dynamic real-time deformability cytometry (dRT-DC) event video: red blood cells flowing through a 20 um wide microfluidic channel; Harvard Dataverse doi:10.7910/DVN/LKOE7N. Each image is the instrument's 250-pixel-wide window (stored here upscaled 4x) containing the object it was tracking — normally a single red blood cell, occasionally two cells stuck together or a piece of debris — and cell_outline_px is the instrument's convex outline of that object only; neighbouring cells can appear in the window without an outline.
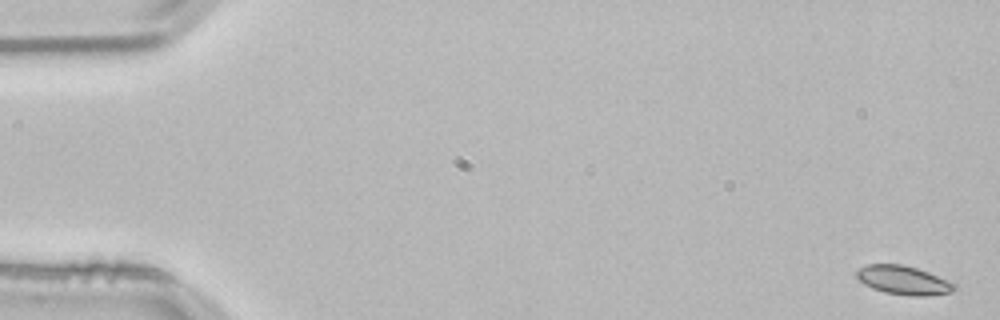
{"species": "common noctule bat (a hibernating species)", "species_latin": "Nyctalus noctula", "temperature_condition": "room temperature", "stored_images_in_passage": 55, "camera_frame_rate_fps": 3000, "um_per_image_px": 0.085, "animal": {"sex": "male", "body_mass_g": 21.5, "forearm_length_mm": 52.0}, "frame": {"image": 1, "passage_image": 1, "time_ms": 0.0, "image_size_px": [1000, 320], "cell_outline_px": [[956, 288], [952, 292], [924, 296], [912, 296], [884, 292], [872, 288], [864, 284], [856, 276], [856, 272], [860, 268], [868, 264], [904, 264], [928, 272], [948, 280], [956, 284]], "centroid_in_image_um": [76.8, 23.82], "position_along_channel_um": 8.2, "area_um2": 16.36}}
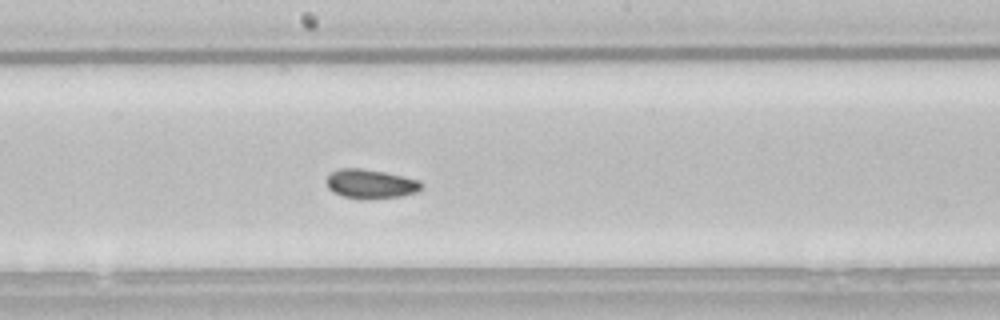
{"frame": {"image": 2, "passage_image": 29, "time_ms": 9.333, "image_size_px": [1000, 320], "cell_outline_px": [[424, 188], [416, 192], [400, 196], [344, 196], [332, 192], [328, 188], [324, 180], [332, 172], [340, 168], [360, 168], [384, 172], [404, 176], [420, 180], [424, 184]], "centroid_in_image_um": [31.52, 15.58], "position_along_channel_um": 216.7, "area_um2": 15.61}}
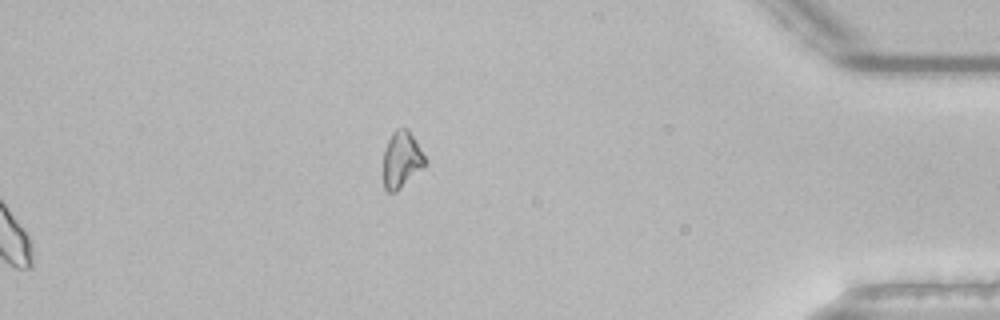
{"frame": {"image": 3, "passage_image": 55, "time_ms": 18.0, "image_size_px": [1000, 320], "cell_outline_px": [[428, 164], [424, 168], [396, 192], [388, 192], [384, 188], [384, 152], [388, 140], [392, 132], [396, 128], [408, 128], [416, 140], [428, 160]], "centroid_in_image_um": [34.18, 13.56], "position_along_channel_um": 401.0, "area_um2": 14.05}, "authors_computed_cell_mechanics": {"area_um2": 16.0684, "velocity_mm_per_s": 3.7766, "shape_relaxation_time_tau1_ms": 7.0669, "shape_relaxation_time_tau2_ms": 2.169, "deformation_change_tau1": 0.0538, "deformation_change_tau2": 0.0463}}